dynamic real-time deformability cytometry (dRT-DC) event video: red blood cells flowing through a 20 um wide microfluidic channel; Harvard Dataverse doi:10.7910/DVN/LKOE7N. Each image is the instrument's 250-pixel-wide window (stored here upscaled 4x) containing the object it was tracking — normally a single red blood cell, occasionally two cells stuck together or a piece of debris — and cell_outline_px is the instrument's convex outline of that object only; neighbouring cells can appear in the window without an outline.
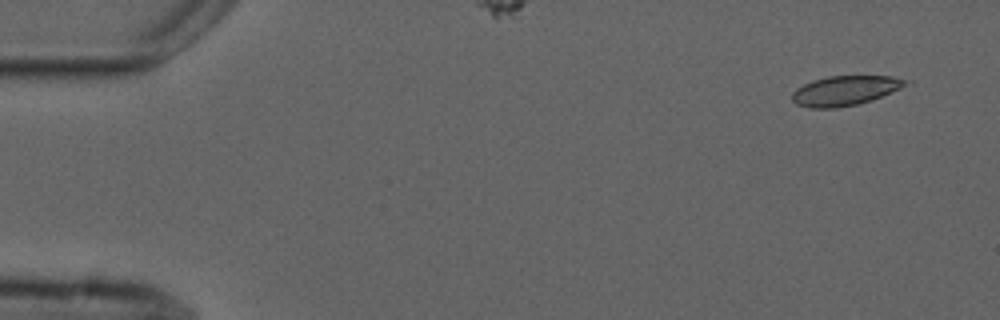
{"species": "common noctule bat (a hibernating species)", "species_latin": "Nyctalus noctula", "temperature_condition": "cold", "stored_images_in_passage": 5, "camera_frame_rate_fps": 3000, "um_per_image_px": 0.085, "animal": {"sex": "male", "forearm_length_mm": 52.5}, "frame": {"image": 1, "passage_image": 1, "time_ms": 0.0, "image_size_px": [1000, 320], "cell_outline_px": [[904, 84], [900, 88], [892, 92], [872, 100], [856, 104], [836, 108], [812, 108], [796, 104], [792, 100], [792, 92], [796, 88], [812, 80], [828, 76], [892, 76], [904, 80]], "centroid_in_image_um": [71.75, 7.71], "position_along_channel_um": 13.3, "area_um2": 19.36}}
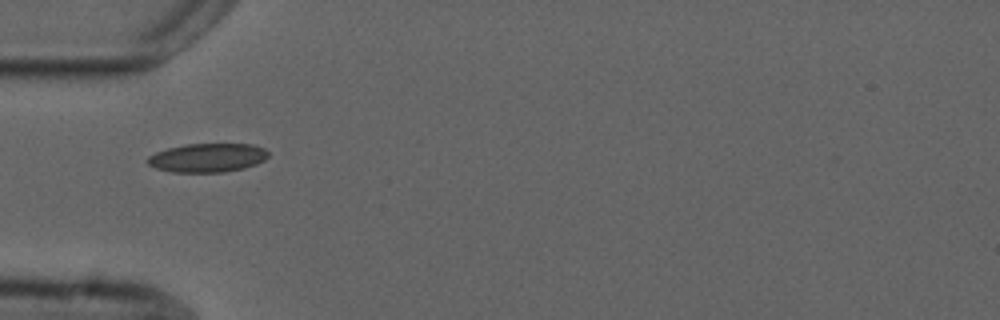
{"frame": {"image": 2, "passage_image": 5, "time_ms": 4.667, "image_size_px": [1000, 320], "cell_outline_px": [[268, 156], [264, 160], [256, 164], [244, 168], [224, 172], [172, 172], [156, 168], [148, 164], [144, 160], [148, 156], [156, 152], [168, 148], [184, 144], [252, 144], [264, 148], [268, 152]], "centroid_in_image_um": [17.62, 13.41], "position_along_channel_um": 67.4, "area_um2": 20.35}}